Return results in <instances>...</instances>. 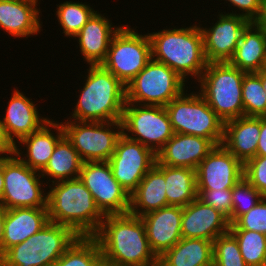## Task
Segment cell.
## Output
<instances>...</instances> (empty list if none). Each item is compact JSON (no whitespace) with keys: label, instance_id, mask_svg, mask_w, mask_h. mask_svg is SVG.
<instances>
[{"label":"cell","instance_id":"cell-41","mask_svg":"<svg viewBox=\"0 0 266 266\" xmlns=\"http://www.w3.org/2000/svg\"><path fill=\"white\" fill-rule=\"evenodd\" d=\"M15 145L9 139L4 124L0 118V155H10L14 154Z\"/></svg>","mask_w":266,"mask_h":266},{"label":"cell","instance_id":"cell-18","mask_svg":"<svg viewBox=\"0 0 266 266\" xmlns=\"http://www.w3.org/2000/svg\"><path fill=\"white\" fill-rule=\"evenodd\" d=\"M228 219L212 206L196 198L183 207L181 219L182 238H200L214 241L229 231Z\"/></svg>","mask_w":266,"mask_h":266},{"label":"cell","instance_id":"cell-31","mask_svg":"<svg viewBox=\"0 0 266 266\" xmlns=\"http://www.w3.org/2000/svg\"><path fill=\"white\" fill-rule=\"evenodd\" d=\"M104 263L94 237H77L53 266H102Z\"/></svg>","mask_w":266,"mask_h":266},{"label":"cell","instance_id":"cell-19","mask_svg":"<svg viewBox=\"0 0 266 266\" xmlns=\"http://www.w3.org/2000/svg\"><path fill=\"white\" fill-rule=\"evenodd\" d=\"M215 145L206 138L175 133L157 152L156 161L169 167L197 169Z\"/></svg>","mask_w":266,"mask_h":266},{"label":"cell","instance_id":"cell-36","mask_svg":"<svg viewBox=\"0 0 266 266\" xmlns=\"http://www.w3.org/2000/svg\"><path fill=\"white\" fill-rule=\"evenodd\" d=\"M263 196L244 177L232 188L233 211L230 224L253 208ZM243 201V202H242Z\"/></svg>","mask_w":266,"mask_h":266},{"label":"cell","instance_id":"cell-15","mask_svg":"<svg viewBox=\"0 0 266 266\" xmlns=\"http://www.w3.org/2000/svg\"><path fill=\"white\" fill-rule=\"evenodd\" d=\"M244 177V164L218 145L196 169L197 190L232 189Z\"/></svg>","mask_w":266,"mask_h":266},{"label":"cell","instance_id":"cell-35","mask_svg":"<svg viewBox=\"0 0 266 266\" xmlns=\"http://www.w3.org/2000/svg\"><path fill=\"white\" fill-rule=\"evenodd\" d=\"M213 266H248L236 238L229 231L213 241Z\"/></svg>","mask_w":266,"mask_h":266},{"label":"cell","instance_id":"cell-16","mask_svg":"<svg viewBox=\"0 0 266 266\" xmlns=\"http://www.w3.org/2000/svg\"><path fill=\"white\" fill-rule=\"evenodd\" d=\"M228 12L217 16L219 20L210 28L200 30L203 36L205 57L208 63L229 62L245 28L251 23L239 13Z\"/></svg>","mask_w":266,"mask_h":266},{"label":"cell","instance_id":"cell-47","mask_svg":"<svg viewBox=\"0 0 266 266\" xmlns=\"http://www.w3.org/2000/svg\"><path fill=\"white\" fill-rule=\"evenodd\" d=\"M102 266H110V265L103 263Z\"/></svg>","mask_w":266,"mask_h":266},{"label":"cell","instance_id":"cell-12","mask_svg":"<svg viewBox=\"0 0 266 266\" xmlns=\"http://www.w3.org/2000/svg\"><path fill=\"white\" fill-rule=\"evenodd\" d=\"M121 122L122 133L127 138L140 142L155 154L175 134L162 106L126 103Z\"/></svg>","mask_w":266,"mask_h":266},{"label":"cell","instance_id":"cell-44","mask_svg":"<svg viewBox=\"0 0 266 266\" xmlns=\"http://www.w3.org/2000/svg\"><path fill=\"white\" fill-rule=\"evenodd\" d=\"M4 223H5V208L0 207V256H1V244L4 235Z\"/></svg>","mask_w":266,"mask_h":266},{"label":"cell","instance_id":"cell-30","mask_svg":"<svg viewBox=\"0 0 266 266\" xmlns=\"http://www.w3.org/2000/svg\"><path fill=\"white\" fill-rule=\"evenodd\" d=\"M168 206L184 207L197 198L196 170L164 165Z\"/></svg>","mask_w":266,"mask_h":266},{"label":"cell","instance_id":"cell-39","mask_svg":"<svg viewBox=\"0 0 266 266\" xmlns=\"http://www.w3.org/2000/svg\"><path fill=\"white\" fill-rule=\"evenodd\" d=\"M244 178L266 197V156H255L244 164Z\"/></svg>","mask_w":266,"mask_h":266},{"label":"cell","instance_id":"cell-10","mask_svg":"<svg viewBox=\"0 0 266 266\" xmlns=\"http://www.w3.org/2000/svg\"><path fill=\"white\" fill-rule=\"evenodd\" d=\"M61 124L64 135L83 162L108 161L115 151L117 140L123 134L121 121H72L67 118Z\"/></svg>","mask_w":266,"mask_h":266},{"label":"cell","instance_id":"cell-13","mask_svg":"<svg viewBox=\"0 0 266 266\" xmlns=\"http://www.w3.org/2000/svg\"><path fill=\"white\" fill-rule=\"evenodd\" d=\"M79 178L104 215L129 213L130 195L113 177L108 161L83 162Z\"/></svg>","mask_w":266,"mask_h":266},{"label":"cell","instance_id":"cell-6","mask_svg":"<svg viewBox=\"0 0 266 266\" xmlns=\"http://www.w3.org/2000/svg\"><path fill=\"white\" fill-rule=\"evenodd\" d=\"M78 236L66 226L48 222L40 231L0 256V266H53Z\"/></svg>","mask_w":266,"mask_h":266},{"label":"cell","instance_id":"cell-28","mask_svg":"<svg viewBox=\"0 0 266 266\" xmlns=\"http://www.w3.org/2000/svg\"><path fill=\"white\" fill-rule=\"evenodd\" d=\"M161 266H213V241L181 238L159 257Z\"/></svg>","mask_w":266,"mask_h":266},{"label":"cell","instance_id":"cell-32","mask_svg":"<svg viewBox=\"0 0 266 266\" xmlns=\"http://www.w3.org/2000/svg\"><path fill=\"white\" fill-rule=\"evenodd\" d=\"M56 16L64 35L74 37L96 12L89 4L66 1L57 5Z\"/></svg>","mask_w":266,"mask_h":266},{"label":"cell","instance_id":"cell-33","mask_svg":"<svg viewBox=\"0 0 266 266\" xmlns=\"http://www.w3.org/2000/svg\"><path fill=\"white\" fill-rule=\"evenodd\" d=\"M248 266H266V235L244 229H229Z\"/></svg>","mask_w":266,"mask_h":266},{"label":"cell","instance_id":"cell-1","mask_svg":"<svg viewBox=\"0 0 266 266\" xmlns=\"http://www.w3.org/2000/svg\"><path fill=\"white\" fill-rule=\"evenodd\" d=\"M93 237L99 244L104 263L110 266H154L159 263L139 216L130 213L105 215Z\"/></svg>","mask_w":266,"mask_h":266},{"label":"cell","instance_id":"cell-26","mask_svg":"<svg viewBox=\"0 0 266 266\" xmlns=\"http://www.w3.org/2000/svg\"><path fill=\"white\" fill-rule=\"evenodd\" d=\"M165 191L164 165L156 161L138 187L130 194L129 213L141 217L167 207Z\"/></svg>","mask_w":266,"mask_h":266},{"label":"cell","instance_id":"cell-40","mask_svg":"<svg viewBox=\"0 0 266 266\" xmlns=\"http://www.w3.org/2000/svg\"><path fill=\"white\" fill-rule=\"evenodd\" d=\"M231 6L241 10L239 15L245 17L250 22H255L261 11V0H225Z\"/></svg>","mask_w":266,"mask_h":266},{"label":"cell","instance_id":"cell-42","mask_svg":"<svg viewBox=\"0 0 266 266\" xmlns=\"http://www.w3.org/2000/svg\"><path fill=\"white\" fill-rule=\"evenodd\" d=\"M256 156H266V117H260V134Z\"/></svg>","mask_w":266,"mask_h":266},{"label":"cell","instance_id":"cell-37","mask_svg":"<svg viewBox=\"0 0 266 266\" xmlns=\"http://www.w3.org/2000/svg\"><path fill=\"white\" fill-rule=\"evenodd\" d=\"M229 229H244L266 235V197L230 224Z\"/></svg>","mask_w":266,"mask_h":266},{"label":"cell","instance_id":"cell-29","mask_svg":"<svg viewBox=\"0 0 266 266\" xmlns=\"http://www.w3.org/2000/svg\"><path fill=\"white\" fill-rule=\"evenodd\" d=\"M83 161L71 142L64 135L56 144L53 154L51 155L47 165L40 172L45 178L51 177L52 183L61 180L79 178Z\"/></svg>","mask_w":266,"mask_h":266},{"label":"cell","instance_id":"cell-9","mask_svg":"<svg viewBox=\"0 0 266 266\" xmlns=\"http://www.w3.org/2000/svg\"><path fill=\"white\" fill-rule=\"evenodd\" d=\"M151 59L148 34H139L128 25H122L112 37L101 66L127 86Z\"/></svg>","mask_w":266,"mask_h":266},{"label":"cell","instance_id":"cell-34","mask_svg":"<svg viewBox=\"0 0 266 266\" xmlns=\"http://www.w3.org/2000/svg\"><path fill=\"white\" fill-rule=\"evenodd\" d=\"M244 116L266 117V94L259 72L245 73L242 81Z\"/></svg>","mask_w":266,"mask_h":266},{"label":"cell","instance_id":"cell-20","mask_svg":"<svg viewBox=\"0 0 266 266\" xmlns=\"http://www.w3.org/2000/svg\"><path fill=\"white\" fill-rule=\"evenodd\" d=\"M31 100L20 90L14 89L10 101L7 102L8 107L2 122L9 139L14 145L24 137L38 131L50 120L47 117H40L36 104Z\"/></svg>","mask_w":266,"mask_h":266},{"label":"cell","instance_id":"cell-24","mask_svg":"<svg viewBox=\"0 0 266 266\" xmlns=\"http://www.w3.org/2000/svg\"><path fill=\"white\" fill-rule=\"evenodd\" d=\"M53 128L57 132L52 133L51 129ZM63 136L64 130L61 122H54L53 119H50L38 131L31 133L18 142V144L20 143L27 147L25 148L27 153L24 154L23 158L21 156L24 152L20 150L21 148H18V144L15 145L14 154L28 167L41 172L53 154L57 142Z\"/></svg>","mask_w":266,"mask_h":266},{"label":"cell","instance_id":"cell-43","mask_svg":"<svg viewBox=\"0 0 266 266\" xmlns=\"http://www.w3.org/2000/svg\"><path fill=\"white\" fill-rule=\"evenodd\" d=\"M254 23L266 30V0H261V11Z\"/></svg>","mask_w":266,"mask_h":266},{"label":"cell","instance_id":"cell-38","mask_svg":"<svg viewBox=\"0 0 266 266\" xmlns=\"http://www.w3.org/2000/svg\"><path fill=\"white\" fill-rule=\"evenodd\" d=\"M197 198L222 213L230 224V215L233 211L232 189L197 190Z\"/></svg>","mask_w":266,"mask_h":266},{"label":"cell","instance_id":"cell-11","mask_svg":"<svg viewBox=\"0 0 266 266\" xmlns=\"http://www.w3.org/2000/svg\"><path fill=\"white\" fill-rule=\"evenodd\" d=\"M3 178L4 190L0 207L47 208V192L44 193V185L41 182L43 177L39 171L28 167L15 154L3 155Z\"/></svg>","mask_w":266,"mask_h":266},{"label":"cell","instance_id":"cell-7","mask_svg":"<svg viewBox=\"0 0 266 266\" xmlns=\"http://www.w3.org/2000/svg\"><path fill=\"white\" fill-rule=\"evenodd\" d=\"M196 93L185 94L184 91L165 106L174 133L200 136L209 139L215 146L222 145L224 121L201 94Z\"/></svg>","mask_w":266,"mask_h":266},{"label":"cell","instance_id":"cell-45","mask_svg":"<svg viewBox=\"0 0 266 266\" xmlns=\"http://www.w3.org/2000/svg\"><path fill=\"white\" fill-rule=\"evenodd\" d=\"M4 190V178H3V155H0V200Z\"/></svg>","mask_w":266,"mask_h":266},{"label":"cell","instance_id":"cell-4","mask_svg":"<svg viewBox=\"0 0 266 266\" xmlns=\"http://www.w3.org/2000/svg\"><path fill=\"white\" fill-rule=\"evenodd\" d=\"M83 89L74 106L77 121H121L126 104V86L101 65H90Z\"/></svg>","mask_w":266,"mask_h":266},{"label":"cell","instance_id":"cell-17","mask_svg":"<svg viewBox=\"0 0 266 266\" xmlns=\"http://www.w3.org/2000/svg\"><path fill=\"white\" fill-rule=\"evenodd\" d=\"M183 207L167 206L141 216L149 245L159 258L181 238Z\"/></svg>","mask_w":266,"mask_h":266},{"label":"cell","instance_id":"cell-5","mask_svg":"<svg viewBox=\"0 0 266 266\" xmlns=\"http://www.w3.org/2000/svg\"><path fill=\"white\" fill-rule=\"evenodd\" d=\"M245 73L229 62H211L197 81L199 93L224 122L244 116L242 81Z\"/></svg>","mask_w":266,"mask_h":266},{"label":"cell","instance_id":"cell-21","mask_svg":"<svg viewBox=\"0 0 266 266\" xmlns=\"http://www.w3.org/2000/svg\"><path fill=\"white\" fill-rule=\"evenodd\" d=\"M97 11L73 37L79 43L80 53L89 65H101L105 60L114 34L121 28ZM113 25V26H112Z\"/></svg>","mask_w":266,"mask_h":266},{"label":"cell","instance_id":"cell-27","mask_svg":"<svg viewBox=\"0 0 266 266\" xmlns=\"http://www.w3.org/2000/svg\"><path fill=\"white\" fill-rule=\"evenodd\" d=\"M229 63L246 73L265 69L266 30L251 22L243 31Z\"/></svg>","mask_w":266,"mask_h":266},{"label":"cell","instance_id":"cell-14","mask_svg":"<svg viewBox=\"0 0 266 266\" xmlns=\"http://www.w3.org/2000/svg\"><path fill=\"white\" fill-rule=\"evenodd\" d=\"M108 162L113 177L130 195L145 174L155 165L156 154L140 142L122 134Z\"/></svg>","mask_w":266,"mask_h":266},{"label":"cell","instance_id":"cell-8","mask_svg":"<svg viewBox=\"0 0 266 266\" xmlns=\"http://www.w3.org/2000/svg\"><path fill=\"white\" fill-rule=\"evenodd\" d=\"M184 82L167 65L151 59L127 84L126 103L165 107L185 91Z\"/></svg>","mask_w":266,"mask_h":266},{"label":"cell","instance_id":"cell-23","mask_svg":"<svg viewBox=\"0 0 266 266\" xmlns=\"http://www.w3.org/2000/svg\"><path fill=\"white\" fill-rule=\"evenodd\" d=\"M49 222L47 208L5 209L1 255L14 245L36 234Z\"/></svg>","mask_w":266,"mask_h":266},{"label":"cell","instance_id":"cell-46","mask_svg":"<svg viewBox=\"0 0 266 266\" xmlns=\"http://www.w3.org/2000/svg\"><path fill=\"white\" fill-rule=\"evenodd\" d=\"M260 79L262 82V87L264 88V91L266 94V70L265 69L260 71Z\"/></svg>","mask_w":266,"mask_h":266},{"label":"cell","instance_id":"cell-22","mask_svg":"<svg viewBox=\"0 0 266 266\" xmlns=\"http://www.w3.org/2000/svg\"><path fill=\"white\" fill-rule=\"evenodd\" d=\"M37 4L35 0H0V28L16 38L37 35L42 28Z\"/></svg>","mask_w":266,"mask_h":266},{"label":"cell","instance_id":"cell-25","mask_svg":"<svg viewBox=\"0 0 266 266\" xmlns=\"http://www.w3.org/2000/svg\"><path fill=\"white\" fill-rule=\"evenodd\" d=\"M260 134V117H239L224 122L222 145L245 164L254 158Z\"/></svg>","mask_w":266,"mask_h":266},{"label":"cell","instance_id":"cell-3","mask_svg":"<svg viewBox=\"0 0 266 266\" xmlns=\"http://www.w3.org/2000/svg\"><path fill=\"white\" fill-rule=\"evenodd\" d=\"M147 34L152 59L167 65L186 82L188 76L199 80L208 64L200 26L194 24Z\"/></svg>","mask_w":266,"mask_h":266},{"label":"cell","instance_id":"cell-2","mask_svg":"<svg viewBox=\"0 0 266 266\" xmlns=\"http://www.w3.org/2000/svg\"><path fill=\"white\" fill-rule=\"evenodd\" d=\"M49 189V221L69 227L78 237H93L105 215L80 178L54 182Z\"/></svg>","mask_w":266,"mask_h":266}]
</instances>
